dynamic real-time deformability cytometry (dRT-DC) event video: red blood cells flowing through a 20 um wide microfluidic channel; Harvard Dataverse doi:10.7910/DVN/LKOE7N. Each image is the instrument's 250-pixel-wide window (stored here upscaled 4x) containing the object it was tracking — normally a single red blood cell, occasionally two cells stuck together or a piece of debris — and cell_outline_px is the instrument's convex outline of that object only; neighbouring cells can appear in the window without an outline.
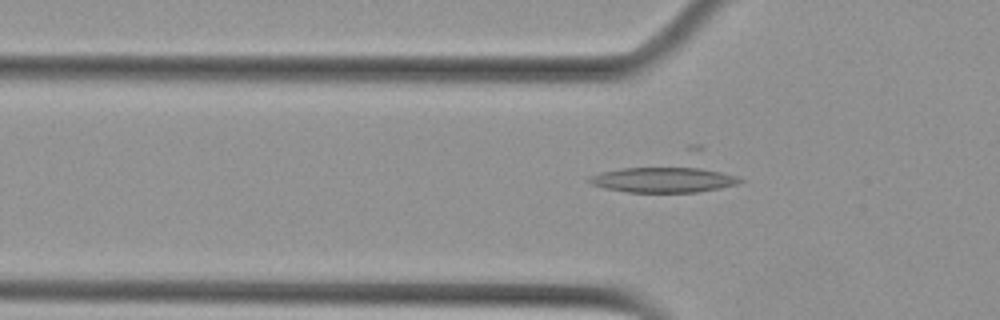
{"species": "Egyptian fruit bat (a non-hibernating species)", "species_latin": "Rousettus aegyptiacus", "temperature_condition": "cold", "stored_images_in_passage": 41, "camera_frame_rate_fps": 3000, "um_per_image_px": 0.085, "animal": {"sex": "female"}, "frame": {"image": 1, "passage_image": 4, "time_ms": 1.0, "image_size_px": [1000, 320], "cell_outline_px": [[744, 180], [736, 184], [720, 188], [696, 192], [628, 192], [604, 188], [592, 184], [588, 180], [588, 176], [600, 172], [620, 168], [688, 164], [692, 164], [736, 176]], "centroid_in_image_um": [56.4, 15.22], "position_along_channel_um": 69.4, "area_um2": 23.35}}
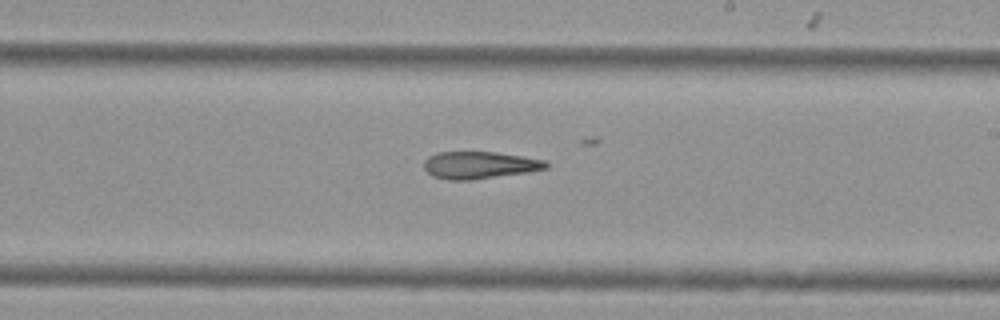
{"frame": {"image": 2, "passage_image": 19, "time_ms": 6.0, "image_size_px": [1000, 320], "cell_outline_px": [[548, 168], [528, 172], [472, 180], [448, 180], [432, 176], [424, 168], [424, 160], [428, 156], [436, 152], [496, 152], [548, 160]], "centroid_in_image_um": [40.76, 14.03], "position_along_channel_um": 248.2, "area_um2": 19.54}}
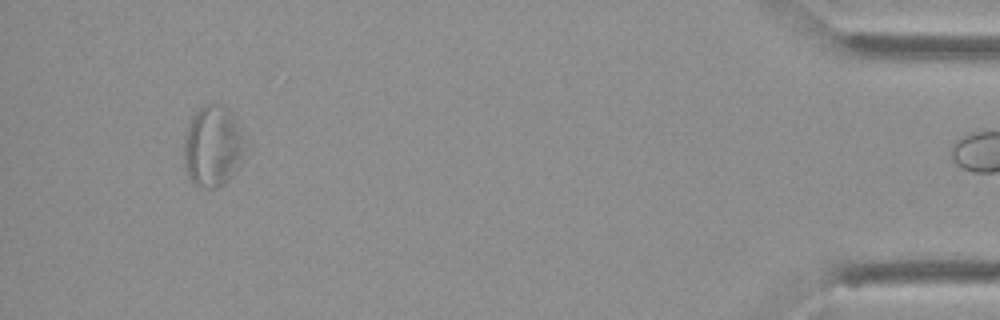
{"frame": {"image": 3, "passage_image": 39, "time_ms": 12.667, "image_size_px": [1000, 320], "cell_outline_px": [[252, 152], [240, 168], [224, 184], [216, 188], [196, 188], [188, 176], [184, 164], [184, 136], [192, 116], [204, 104], [224, 104], [236, 116], [252, 144]], "centroid_in_image_um": [18.24, 12.44], "position_along_channel_um": 417.0, "area_um2": 31.15}}